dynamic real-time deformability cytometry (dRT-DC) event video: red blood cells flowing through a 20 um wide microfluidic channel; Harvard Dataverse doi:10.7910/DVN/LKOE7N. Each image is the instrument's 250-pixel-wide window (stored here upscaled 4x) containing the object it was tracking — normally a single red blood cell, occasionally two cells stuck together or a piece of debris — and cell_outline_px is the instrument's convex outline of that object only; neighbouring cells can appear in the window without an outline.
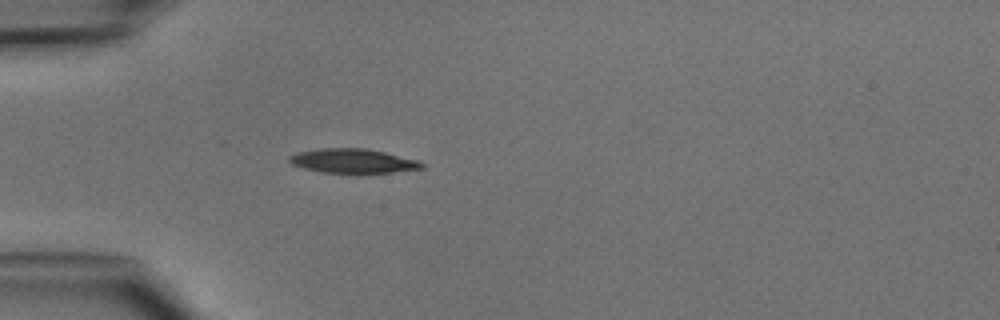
{"species": "common noctule bat (a hibernating species)", "species_latin": "Nyctalus noctula", "temperature_condition": "cold", "stored_images_in_passage": 4, "camera_frame_rate_fps": 3000, "um_per_image_px": 0.085, "animal": {"sex": "male", "body_mass_g": 15.6}, "frame": {"image": 1, "passage_image": 4, "time_ms": 3.667, "image_size_px": [1000, 320], "cell_outline_px": [[424, 168], [392, 172], [320, 172], [304, 168], [292, 164], [288, 160], [288, 156], [296, 152], [320, 148], [364, 148], [384, 152], [416, 160], [424, 164]], "centroid_in_image_um": [29.94, 13.66], "position_along_channel_um": 55.1, "area_um2": 18.44}}